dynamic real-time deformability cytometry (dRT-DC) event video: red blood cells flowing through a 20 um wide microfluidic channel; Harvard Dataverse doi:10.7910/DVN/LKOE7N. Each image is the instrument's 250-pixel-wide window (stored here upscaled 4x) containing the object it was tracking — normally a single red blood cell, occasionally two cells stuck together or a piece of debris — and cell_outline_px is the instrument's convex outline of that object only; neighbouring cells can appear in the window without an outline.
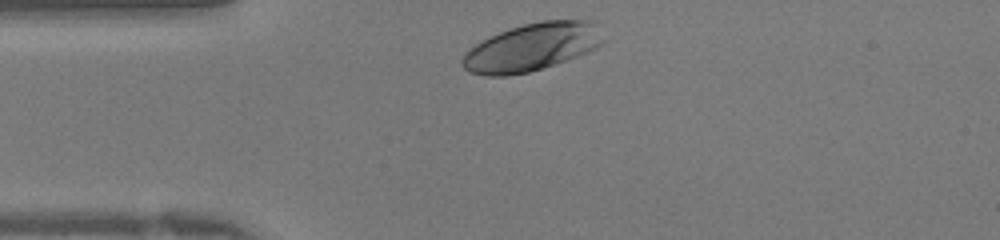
{"species": "human", "species_latin": "Homo sapiens", "temperature_condition": "warm", "stored_images_in_passage": 25, "camera_frame_rate_fps": 3000, "um_per_image_px": 0.085, "donor": {"sex": "female"}, "frame": {"image": 1, "passage_image": 1, "time_ms": 0.0, "image_size_px": [1000, 240], "cell_outline_px": [[608, 40], [596, 48], [576, 56], [528, 72], [504, 76], [488, 76], [468, 72], [460, 64], [460, 60], [464, 52], [468, 48], [500, 32], [524, 24], [544, 20], [592, 20]], "centroid_in_image_um": [45.21, 4.0], "position_along_channel_um": 39.8, "area_um2": 39.02}}
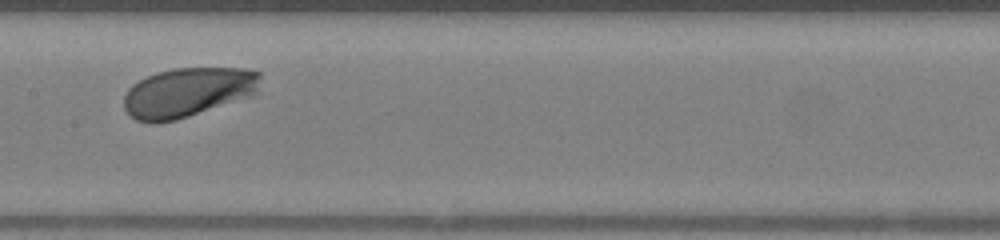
{"frame": {"image": 2, "passage_image": 12, "time_ms": 3.667, "image_size_px": [1000, 240], "cell_outline_px": [[260, 76], [256, 92], [252, 96], [176, 120], [156, 124], [152, 124], [136, 120], [124, 108], [124, 96], [128, 88], [132, 84], [156, 72], [172, 68], [244, 68], [260, 72]], "centroid_in_image_um": [15.94, 7.85], "position_along_channel_um": 191.5, "area_um2": 39.42}}
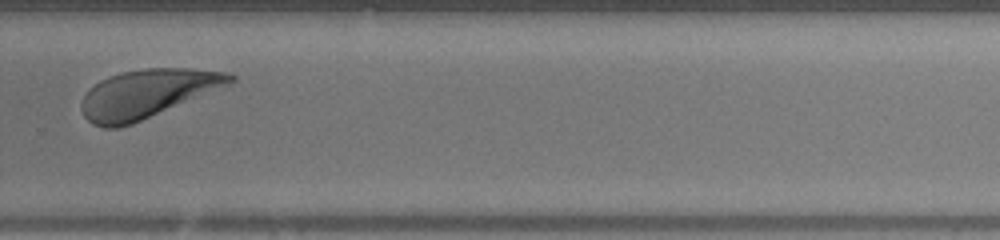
{"frame": {"image": 3, "passage_image": 20, "time_ms": 6.333, "image_size_px": [1000, 240], "cell_outline_px": [[236, 80], [232, 84], [132, 124], [116, 128], [104, 128], [92, 124], [84, 116], [80, 108], [80, 104], [84, 96], [100, 80], [108, 76], [120, 72], [144, 68], [188, 68], [232, 72], [236, 76]], "centroid_in_image_um": [12.56, 7.95], "position_along_channel_um": 317.2, "area_um2": 42.14}}